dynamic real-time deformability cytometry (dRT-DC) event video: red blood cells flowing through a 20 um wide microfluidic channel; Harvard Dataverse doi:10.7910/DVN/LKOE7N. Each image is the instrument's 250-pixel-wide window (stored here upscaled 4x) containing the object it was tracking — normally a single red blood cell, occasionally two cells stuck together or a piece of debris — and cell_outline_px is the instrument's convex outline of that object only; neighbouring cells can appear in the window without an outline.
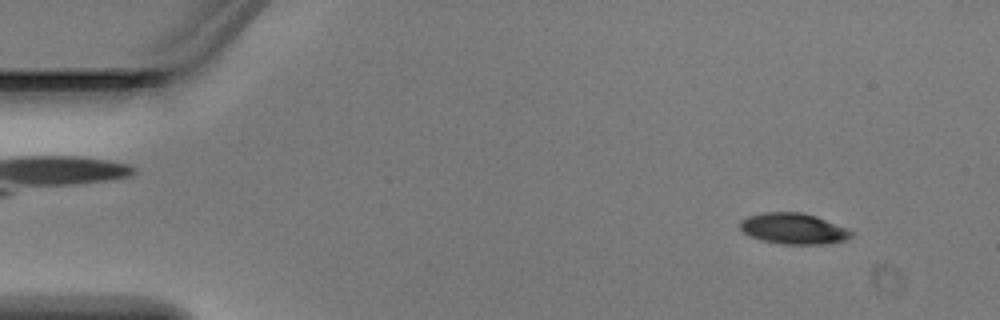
{"species": "Egyptian fruit bat (a non-hibernating species)", "species_latin": "Rousettus aegyptiacus", "temperature_condition": "warm", "stored_images_in_passage": 5, "camera_frame_rate_fps": 3000, "um_per_image_px": 0.085, "animal": {"sex": "male"}, "frame": {"image": 1, "passage_image": 1, "time_ms": 0.0, "image_size_px": [1000, 320], "cell_outline_px": [[852, 236], [848, 240], [828, 244], [780, 244], [760, 240], [748, 236], [740, 228], [740, 220], [748, 216], [764, 212], [804, 212], [816, 216], [844, 228], [852, 232]], "centroid_in_image_um": [67.41, 19.44], "position_along_channel_um": 17.6, "area_um2": 20.11}}
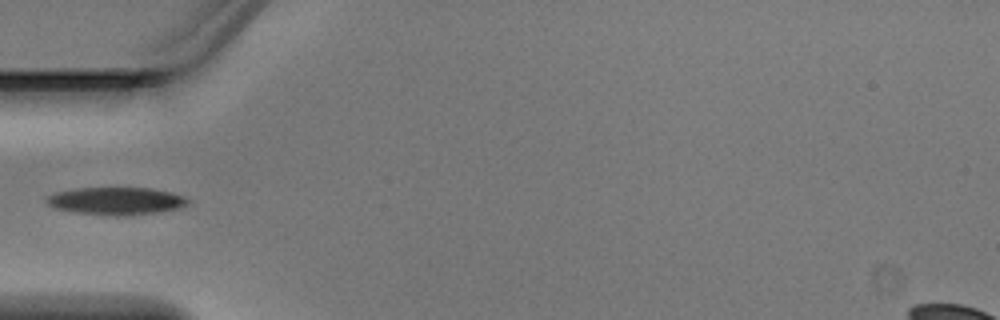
{"frame": {"image": 2, "passage_image": 4, "time_ms": 1.0, "image_size_px": [1000, 320], "cell_outline_px": [[192, 200], [188, 204], [180, 208], [156, 212], [116, 216], [76, 212], [56, 208], [48, 204], [44, 200], [48, 196], [56, 192], [72, 188], [152, 188], [172, 192], [184, 196]], "centroid_in_image_um": [9.9, 17.07], "position_along_channel_um": 75.1, "area_um2": 22.66}}
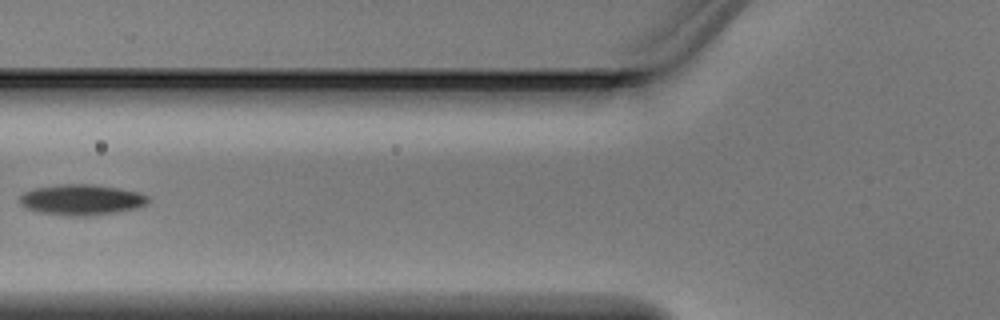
{"frame": {"image": 3, "passage_image": 5, "time_ms": 1.333, "image_size_px": [1000, 320], "cell_outline_px": [[148, 204], [136, 208], [112, 212], [84, 216], [72, 216], [36, 212], [20, 204], [20, 196], [24, 192], [32, 188], [64, 184], [88, 184], [120, 188], [140, 192], [148, 196]], "centroid_in_image_um": [6.92, 16.97], "position_along_channel_um": 118.9, "area_um2": 22.83}}